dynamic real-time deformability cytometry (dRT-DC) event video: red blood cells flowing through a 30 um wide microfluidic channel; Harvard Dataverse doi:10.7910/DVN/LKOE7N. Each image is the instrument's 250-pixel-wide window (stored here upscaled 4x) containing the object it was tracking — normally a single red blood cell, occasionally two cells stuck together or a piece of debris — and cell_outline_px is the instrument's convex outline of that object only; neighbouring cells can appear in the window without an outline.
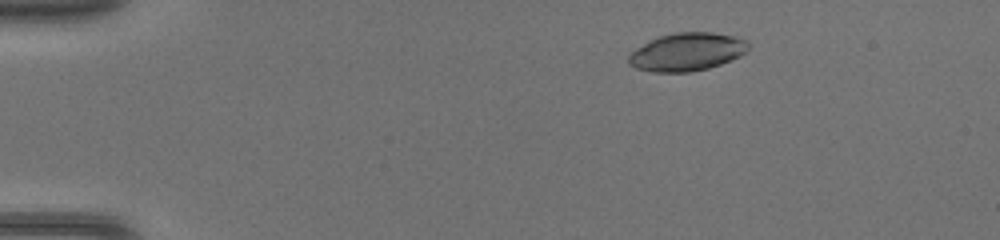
{"species": "common noctule bat (a hibernating species)", "species_latin": "Nyctalus noctula", "temperature_condition": "warm", "stored_images_in_passage": 46, "camera_frame_rate_fps": 3000, "um_per_image_px": 0.085, "animal": {"sex": "female", "body_mass_g": 17.0, "forearm_length_mm": 48.0}, "frame": {"image": 1, "passage_image": 7, "time_ms": 2.0, "image_size_px": [1000, 240], "cell_outline_px": [[748, 48], [740, 56], [720, 64], [708, 68], [688, 72], [652, 72], [636, 68], [628, 64], [628, 56], [636, 48], [656, 36], [676, 32], [712, 32], [732, 36], [748, 40]], "centroid_in_image_um": [58.36, 4.4], "position_along_channel_um": 26.6, "area_um2": 26.53}}
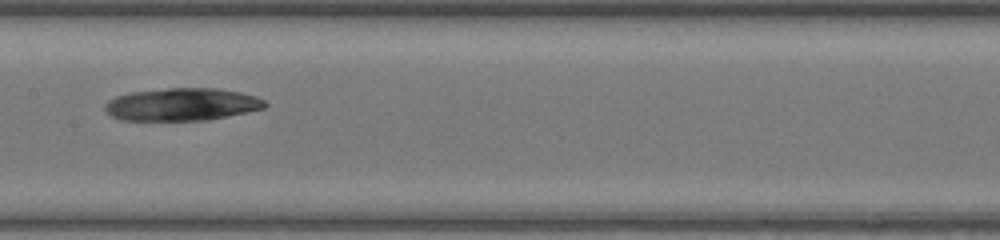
{"frame": {"image": 2, "passage_image": 24, "time_ms": 7.667, "image_size_px": [1000, 240], "cell_outline_px": [[268, 104], [264, 108], [208, 120], [120, 120], [112, 116], [104, 108], [104, 104], [108, 100], [116, 96], [128, 92], [168, 88], [216, 88], [240, 92], [256, 96], [264, 100]], "centroid_in_image_um": [15.44, 8.87], "position_along_channel_um": 192.0, "area_um2": 30.4}}
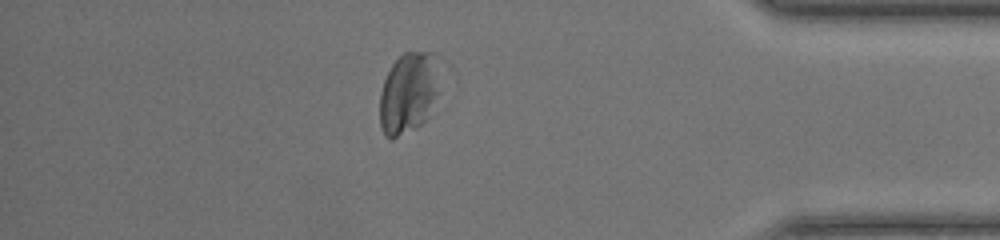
{"frame": {"image": 3, "passage_image": 40, "time_ms": 13.0, "image_size_px": [1000, 240], "cell_outline_px": [[440, 92], [424, 120], [420, 124], [392, 140], [388, 140], [384, 136], [380, 128], [380, 92], [384, 80], [392, 64], [404, 52], [436, 52], [440, 56]], "centroid_in_image_um": [34.76, 7.85], "position_along_channel_um": 400.4, "area_um2": 29.07}}